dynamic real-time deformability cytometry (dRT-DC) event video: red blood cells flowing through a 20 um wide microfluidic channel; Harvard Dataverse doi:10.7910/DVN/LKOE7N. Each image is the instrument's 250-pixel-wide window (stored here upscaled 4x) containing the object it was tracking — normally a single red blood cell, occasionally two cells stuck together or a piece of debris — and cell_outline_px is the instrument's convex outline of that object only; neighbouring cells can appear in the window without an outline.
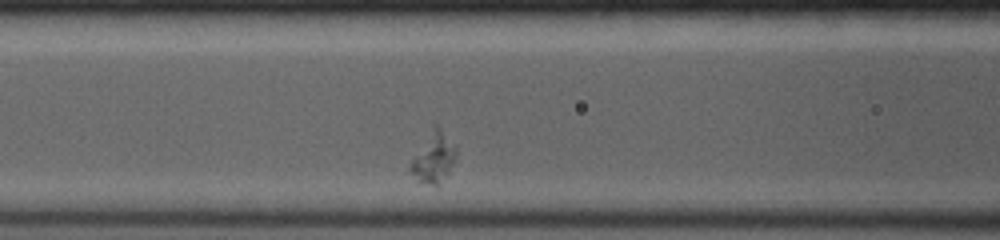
{"species": "common noctule bat (a hibernating species)", "species_latin": "Nyctalus noctula", "temperature_condition": "room temperature", "stored_images_in_passage": 24, "camera_frame_rate_fps": 4000, "um_per_image_px": 0.085, "animal": {"sex": "female", "body_mass_g": 19.0, "forearm_length_mm": 53.3}, "frame": {"image": 1, "passage_image": 4, "time_ms": 1.75, "image_size_px": [1000, 240], "cell_outline_px": [[456, 152], [448, 176], [436, 184], [432, 184], [416, 180], [412, 172], [412, 160], [432, 124], [436, 124], [440, 128], [456, 148]], "centroid_in_image_um": [36.87, 13.35], "position_along_channel_um": 129.7, "area_um2": 12.83}}
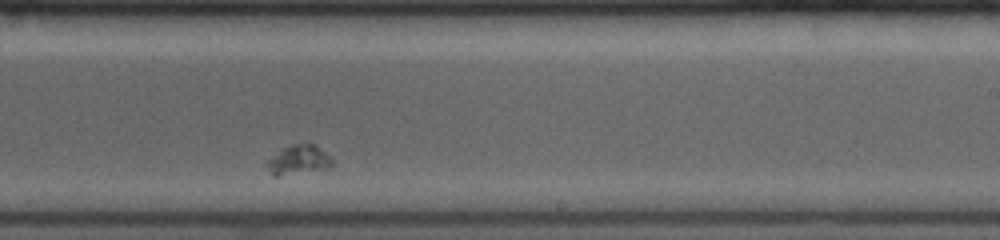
{"frame": {"image": 2, "passage_image": 14, "time_ms": 5.5, "image_size_px": [1000, 240], "cell_outline_px": [[332, 164], [328, 168], [276, 176], [272, 176], [264, 164], [268, 160], [284, 148], [292, 144], [312, 144], [324, 152], [332, 160]], "centroid_in_image_um": [25.32, 13.61], "position_along_channel_um": 263.7, "area_um2": 10.75}}
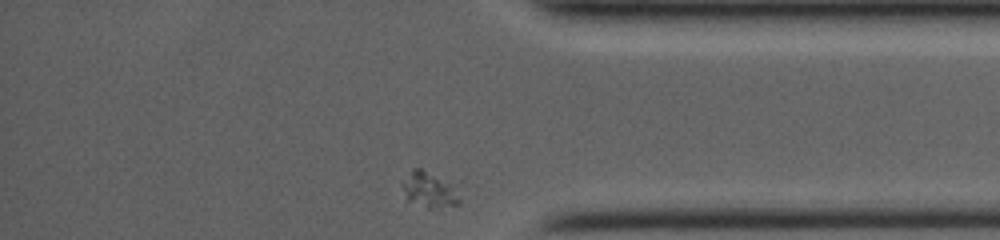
{"frame": {"image": 3, "passage_image": 24, "time_ms": 9.25, "image_size_px": [1000, 240], "cell_outline_px": [[460, 204], [428, 208], [408, 200], [400, 184], [412, 168], [420, 168], [452, 184], [460, 200]], "centroid_in_image_um": [36.44, 16.12], "position_along_channel_um": 398.8, "area_um2": 11.44}}